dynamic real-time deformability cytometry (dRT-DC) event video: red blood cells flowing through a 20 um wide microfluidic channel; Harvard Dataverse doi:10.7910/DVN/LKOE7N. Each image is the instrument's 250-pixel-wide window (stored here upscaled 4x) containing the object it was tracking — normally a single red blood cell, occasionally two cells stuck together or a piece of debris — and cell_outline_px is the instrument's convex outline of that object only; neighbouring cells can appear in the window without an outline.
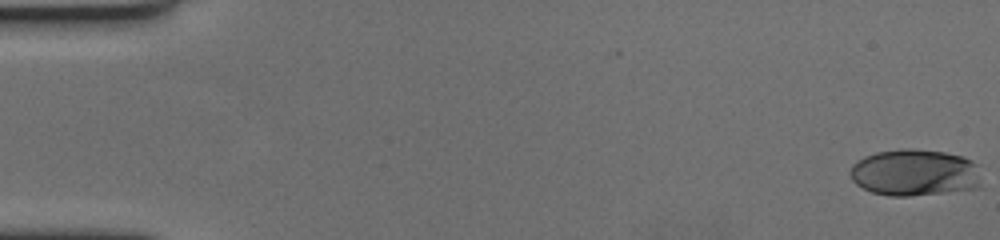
{"species": "human", "species_latin": "Homo sapiens", "temperature_condition": "cold", "stored_images_in_passage": 19, "camera_frame_rate_fps": 3000, "um_per_image_px": 0.085, "donor": {"sex": "female"}, "frame": {"image": 1, "passage_image": 1, "time_ms": 0.0, "image_size_px": [1000, 240], "cell_outline_px": [[980, 188], [908, 196], [888, 196], [872, 192], [856, 184], [852, 180], [848, 172], [852, 164], [864, 156], [876, 152], [900, 148], [912, 148], [944, 152], [964, 156], [980, 164]], "centroid_in_image_um": [77.77, 14.66], "position_along_channel_um": 7.2, "area_um2": 36.36}}
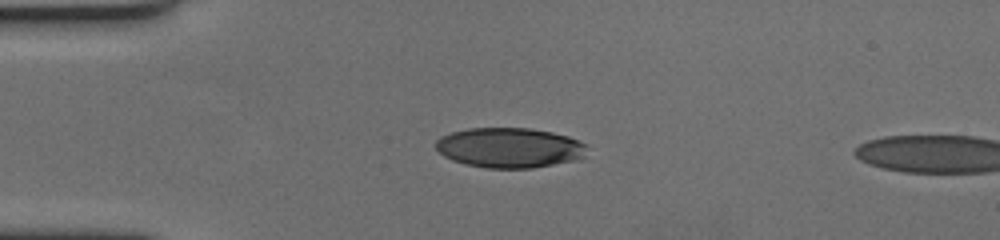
{"frame": {"image": 2, "passage_image": 16, "time_ms": 5.0, "image_size_px": [1000, 240], "cell_outline_px": [[588, 144], [584, 156], [576, 160], [532, 168], [488, 168], [464, 164], [452, 160], [444, 156], [436, 148], [436, 140], [440, 136], [452, 132], [468, 128], [528, 128], [552, 132], [568, 136], [580, 140]], "centroid_in_image_um": [43.32, 12.55], "position_along_channel_um": 41.7, "area_um2": 35.43}}